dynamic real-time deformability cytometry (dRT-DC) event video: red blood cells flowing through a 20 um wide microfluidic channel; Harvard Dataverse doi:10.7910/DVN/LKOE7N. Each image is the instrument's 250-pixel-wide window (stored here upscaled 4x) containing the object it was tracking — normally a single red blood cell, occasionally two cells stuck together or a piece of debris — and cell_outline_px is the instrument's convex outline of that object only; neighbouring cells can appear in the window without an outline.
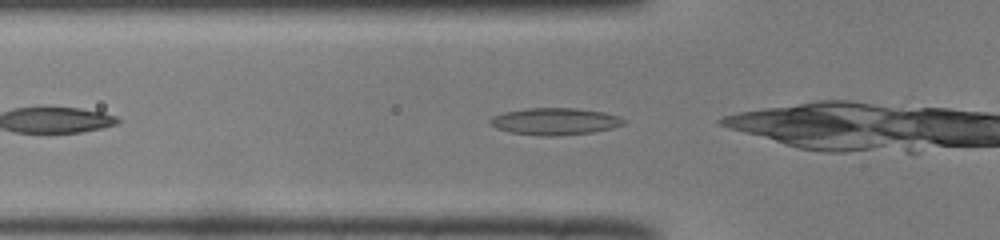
{"species": "common noctule bat (a hibernating species)", "species_latin": "Nyctalus noctula", "temperature_condition": "room temperature", "stored_images_in_passage": 29, "camera_frame_rate_fps": 3000, "um_per_image_px": 0.085, "animal": {"sex": "male", "body_mass_g": 19.0, "forearm_length_mm": 50.8}, "frame": {"image": 1, "passage_image": 5, "time_ms": 1.333, "image_size_px": [1000, 240], "cell_outline_px": [[628, 120], [624, 124], [612, 128], [592, 132], [556, 136], [540, 136], [512, 132], [496, 128], [488, 120], [492, 116], [504, 112], [528, 108], [576, 108], [604, 112]], "centroid_in_image_um": [47.18, 10.32], "position_along_channel_um": 78.6, "area_um2": 20.92}}